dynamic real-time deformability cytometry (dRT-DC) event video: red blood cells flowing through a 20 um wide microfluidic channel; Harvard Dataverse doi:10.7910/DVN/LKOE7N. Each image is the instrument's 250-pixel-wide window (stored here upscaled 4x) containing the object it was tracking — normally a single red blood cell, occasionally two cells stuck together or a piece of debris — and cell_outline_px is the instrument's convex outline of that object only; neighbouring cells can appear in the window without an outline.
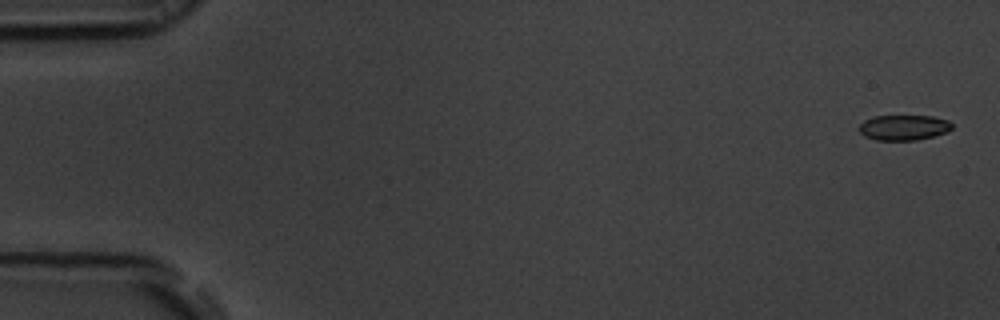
{"species": "common noctule bat (a hibernating species)", "species_latin": "Nyctalus noctula", "temperature_condition": "room temperature", "stored_images_in_passage": 54, "camera_frame_rate_fps": 3000, "um_per_image_px": 0.085, "animal": {"sex": "male", "body_mass_g": 19.5, "forearm_length_mm": 54.6}, "frame": {"image": 1, "passage_image": 2, "time_ms": 0.333, "image_size_px": [1000, 320], "cell_outline_px": [[952, 128], [948, 132], [916, 140], [876, 140], [864, 136], [860, 132], [860, 124], [864, 120], [872, 116], [932, 116], [948, 120], [952, 124]], "centroid_in_image_um": [76.82, 10.84], "position_along_channel_um": 8.2, "area_um2": 13.7}}
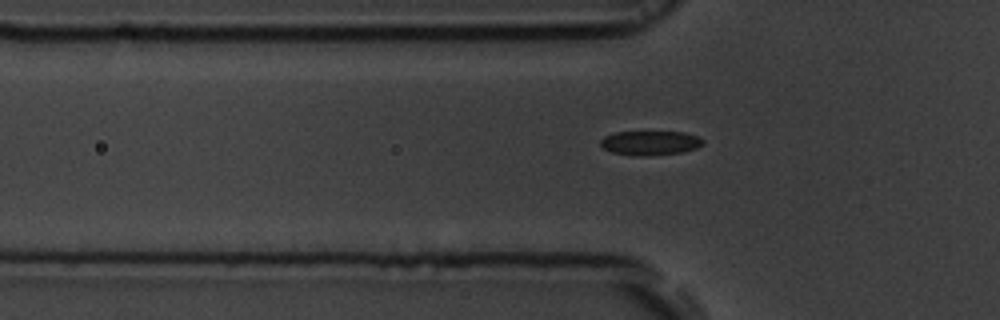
{"frame": {"image": 2, "passage_image": 18, "time_ms": 5.667, "image_size_px": [1000, 320], "cell_outline_px": [[704, 144], [696, 148], [684, 152], [644, 156], [632, 156], [612, 152], [604, 148], [600, 144], [600, 140], [604, 136], [616, 132], [684, 132], [696, 136], [704, 140]], "centroid_in_image_um": [55.26, 12.15], "position_along_channel_um": 70.5, "area_um2": 14.57}}
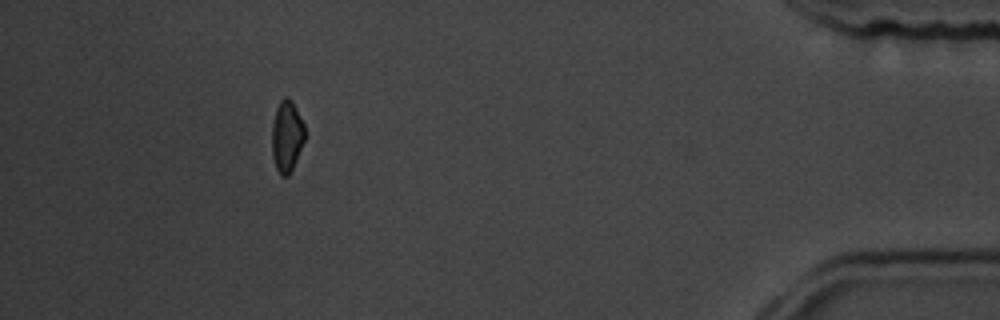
{"frame": {"image": 3, "passage_image": 49, "time_ms": 16.0, "image_size_px": [1000, 320], "cell_outline_px": [[304, 140], [296, 160], [288, 176], [280, 176], [276, 168], [272, 156], [272, 124], [276, 108], [280, 100], [284, 96], [288, 96], [292, 100], [304, 124]], "centroid_in_image_um": [24.36, 11.55], "position_along_channel_um": 410.8, "area_um2": 13.7}, "authors_computed_cell_mechanics": {"area_um2": 14.5656, "velocity_mm_per_s": 3.8494, "shape_relaxation_time_tau1_ms": 1.8723, "shape_relaxation_time_tau2_ms": null, "deformation_change_tau1": 0.0777, "deformation_change_tau2": null}}